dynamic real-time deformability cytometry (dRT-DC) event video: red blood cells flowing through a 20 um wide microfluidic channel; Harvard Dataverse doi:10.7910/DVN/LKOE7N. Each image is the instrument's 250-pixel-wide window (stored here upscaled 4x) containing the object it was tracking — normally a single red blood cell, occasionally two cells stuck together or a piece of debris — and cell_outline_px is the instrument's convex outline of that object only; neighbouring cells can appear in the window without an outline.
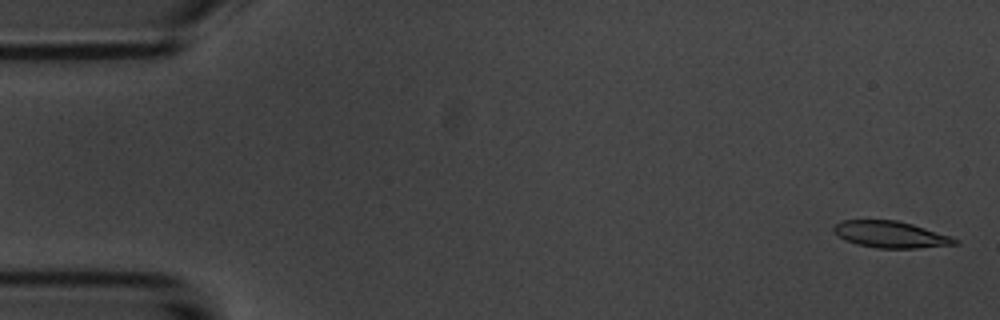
{"species": "common noctule bat (a hibernating species)", "species_latin": "Nyctalus noctula", "temperature_condition": "room temperature", "stored_images_in_passage": 5, "camera_frame_rate_fps": 3000, "um_per_image_px": 0.085, "animal": {"sex": "male", "body_mass_g": 20.1, "forearm_length_mm": 53.5}, "frame": {"image": 1, "passage_image": 1, "time_ms": 0.0, "image_size_px": [1000, 320], "cell_outline_px": [[960, 244], [916, 248], [876, 248], [856, 244], [844, 240], [832, 228], [840, 220], [896, 220], [912, 224], [952, 236], [960, 240]], "centroid_in_image_um": [75.74, 19.93], "position_along_channel_um": 9.3, "area_um2": 18.84}}
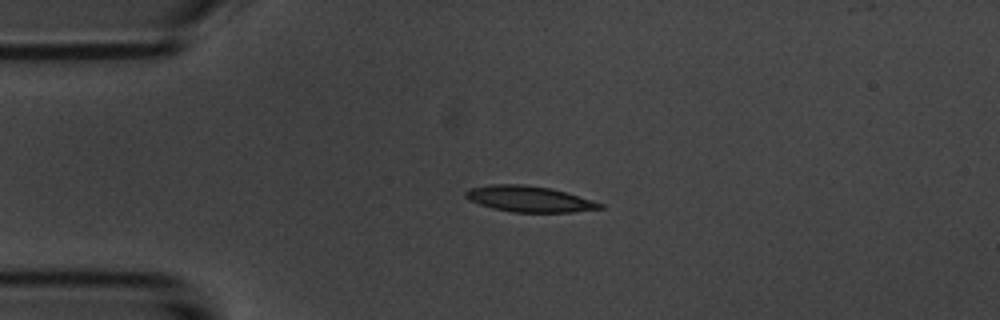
{"frame": {"image": 2, "passage_image": 4, "time_ms": 3.667, "image_size_px": [1000, 320], "cell_outline_px": [[604, 208], [572, 212], [512, 212], [492, 208], [468, 200], [464, 196], [464, 192], [468, 188], [488, 184], [524, 184], [552, 188], [592, 200], [604, 204]], "centroid_in_image_um": [44.94, 16.9], "position_along_channel_um": 40.1, "area_um2": 20.46}}